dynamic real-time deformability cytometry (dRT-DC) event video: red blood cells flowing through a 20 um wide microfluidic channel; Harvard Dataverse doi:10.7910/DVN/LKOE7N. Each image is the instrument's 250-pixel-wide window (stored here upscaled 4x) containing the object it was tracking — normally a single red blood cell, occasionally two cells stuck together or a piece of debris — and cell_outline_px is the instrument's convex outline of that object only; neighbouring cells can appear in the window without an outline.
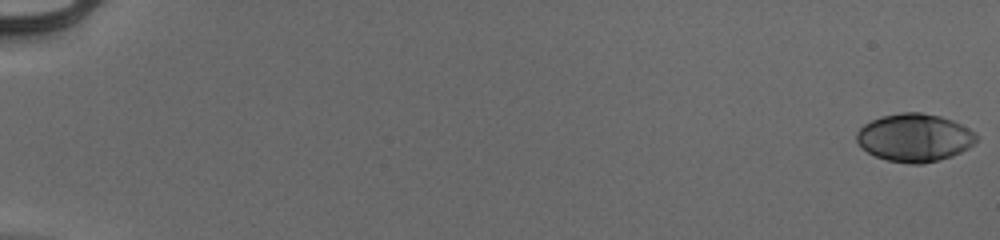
{"species": "human", "species_latin": "Homo sapiens", "temperature_condition": "cold", "stored_images_in_passage": 55, "camera_frame_rate_fps": 3000, "um_per_image_px": 0.085, "donor": {"sex": "male"}, "frame": {"image": 1, "passage_image": 1, "time_ms": 0.0, "image_size_px": [1000, 240], "cell_outline_px": [[976, 144], [952, 156], [940, 160], [924, 164], [912, 164], [888, 160], [876, 156], [860, 148], [856, 140], [856, 132], [864, 124], [880, 116], [900, 112], [920, 112], [940, 116], [952, 120], [976, 132]], "centroid_in_image_um": [77.72, 11.7], "position_along_channel_um": 7.3, "area_um2": 33.7}}
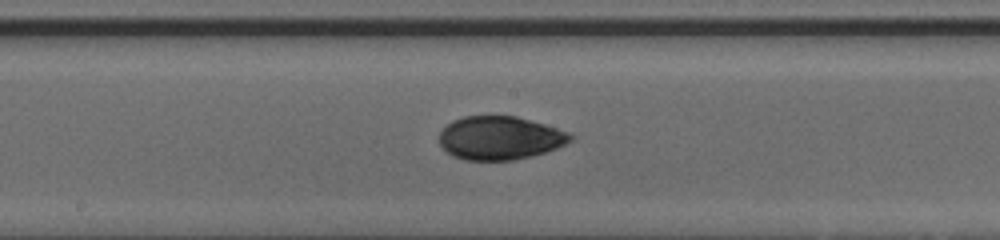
{"frame": {"image": 2, "passage_image": 32, "time_ms": 10.333, "image_size_px": [1000, 240], "cell_outline_px": [[572, 140], [556, 148], [544, 152], [512, 160], [464, 160], [452, 156], [440, 144], [440, 132], [452, 120], [464, 116], [516, 116], [544, 124], [568, 132], [572, 136]], "centroid_in_image_um": [42.46, 11.72], "position_along_channel_um": 205.7, "area_um2": 32.83}}
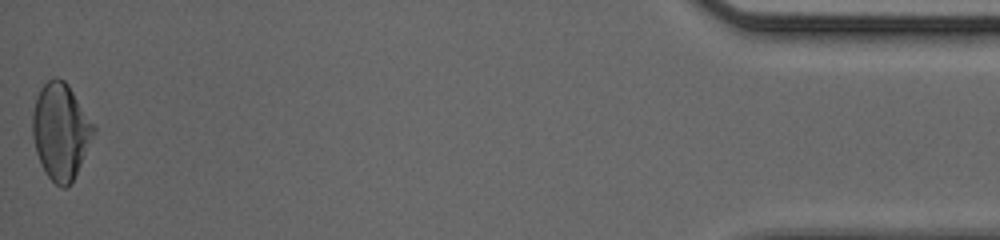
{"frame": {"image": 3, "passage_image": 55, "time_ms": 18.0, "image_size_px": [1000, 240], "cell_outline_px": [[96, 132], [68, 188], [60, 188], [48, 176], [40, 164], [36, 152], [32, 136], [32, 112], [36, 96], [40, 88], [48, 80], [56, 76], [64, 80], [68, 84], [96, 128]], "centroid_in_image_um": [5.14, 11.14], "position_along_channel_um": 430.1, "area_um2": 34.22}, "authors_computed_cell_mechanics": {"area_um2": 32.8882, "velocity_mm_per_s": 3.9822, "shape_relaxation_time_tau1_ms": 3.3616, "shape_relaxation_time_tau2_ms": 1.9127, "deformation_change_tau1": 0.1484, "deformation_change_tau2": 0.047}}